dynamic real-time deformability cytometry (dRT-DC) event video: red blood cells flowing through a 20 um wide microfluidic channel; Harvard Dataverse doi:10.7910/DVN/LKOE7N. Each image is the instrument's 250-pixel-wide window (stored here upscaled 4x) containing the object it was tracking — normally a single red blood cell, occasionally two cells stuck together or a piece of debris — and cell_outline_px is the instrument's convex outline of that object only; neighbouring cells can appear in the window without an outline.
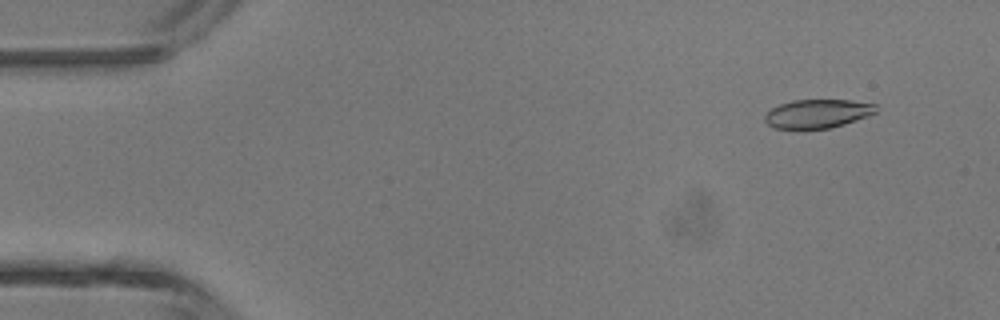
{"species": "common noctule bat (a hibernating species)", "species_latin": "Nyctalus noctula", "temperature_condition": "room temperature", "stored_images_in_passage": 8, "camera_frame_rate_fps": 3000, "um_per_image_px": 0.085, "animal": {"sex": "male", "body_mass_g": 13.3}, "frame": {"image": 1, "passage_image": 4, "time_ms": 1.0, "image_size_px": [1000, 320], "cell_outline_px": [[876, 112], [868, 116], [832, 128], [800, 132], [796, 132], [776, 128], [768, 124], [764, 120], [764, 116], [772, 108], [780, 104], [792, 100], [848, 100], [876, 104]], "centroid_in_image_um": [69.44, 9.71], "position_along_channel_um": 15.6, "area_um2": 19.25}}